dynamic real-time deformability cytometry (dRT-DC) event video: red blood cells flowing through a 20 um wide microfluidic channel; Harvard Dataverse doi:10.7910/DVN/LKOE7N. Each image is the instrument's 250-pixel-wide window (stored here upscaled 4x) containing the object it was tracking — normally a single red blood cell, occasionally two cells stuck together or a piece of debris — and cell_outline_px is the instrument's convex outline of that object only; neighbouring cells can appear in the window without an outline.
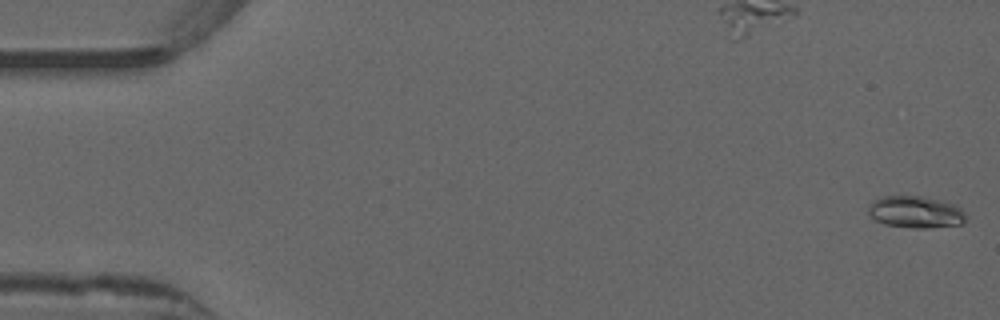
{"species": "common noctule bat (a hibernating species)", "species_latin": "Nyctalus noctula", "temperature_condition": "warm", "stored_images_in_passage": 7, "camera_frame_rate_fps": 3000, "um_per_image_px": 0.085, "animal": {"sex": "male", "forearm_length_mm": 52.5}, "frame": {"image": 1, "passage_image": 1, "time_ms": 0.0, "image_size_px": [1000, 320], "cell_outline_px": [[964, 224], [924, 228], [912, 228], [884, 224], [876, 220], [868, 212], [868, 204], [872, 200], [884, 196], [920, 196], [940, 200], [956, 204], [964, 212]], "centroid_in_image_um": [77.81, 18.02], "position_along_channel_um": 7.2, "area_um2": 18.15}}